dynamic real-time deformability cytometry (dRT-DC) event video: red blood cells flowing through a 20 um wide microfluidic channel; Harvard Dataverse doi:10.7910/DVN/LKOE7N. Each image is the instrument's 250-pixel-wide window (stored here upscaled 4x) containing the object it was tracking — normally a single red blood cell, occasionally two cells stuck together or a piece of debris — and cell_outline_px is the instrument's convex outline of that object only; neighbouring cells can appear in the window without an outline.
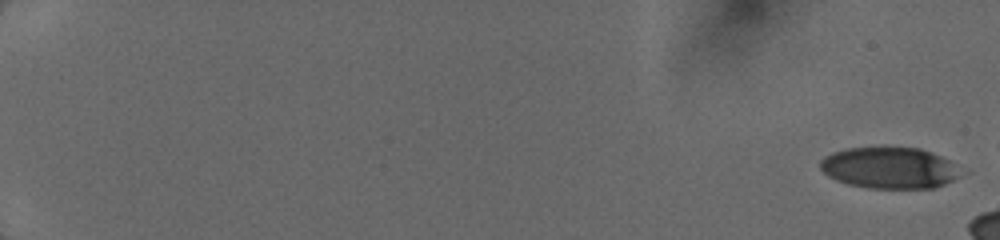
{"species": "human", "species_latin": "Homo sapiens", "temperature_condition": "cold", "stored_images_in_passage": 12, "camera_frame_rate_fps": 3000, "um_per_image_px": 0.085, "donor": {"sex": "female"}, "frame": {"image": 1, "passage_image": 1, "time_ms": 0.0, "image_size_px": [1000, 240], "cell_outline_px": [[960, 176], [944, 184], [932, 188], [868, 188], [848, 184], [836, 180], [828, 176], [820, 168], [820, 160], [824, 156], [832, 152], [848, 148], [884, 144], [920, 148], [932, 152], [948, 160]], "centroid_in_image_um": [75.51, 14.22], "position_along_channel_um": 9.5, "area_um2": 34.39}}